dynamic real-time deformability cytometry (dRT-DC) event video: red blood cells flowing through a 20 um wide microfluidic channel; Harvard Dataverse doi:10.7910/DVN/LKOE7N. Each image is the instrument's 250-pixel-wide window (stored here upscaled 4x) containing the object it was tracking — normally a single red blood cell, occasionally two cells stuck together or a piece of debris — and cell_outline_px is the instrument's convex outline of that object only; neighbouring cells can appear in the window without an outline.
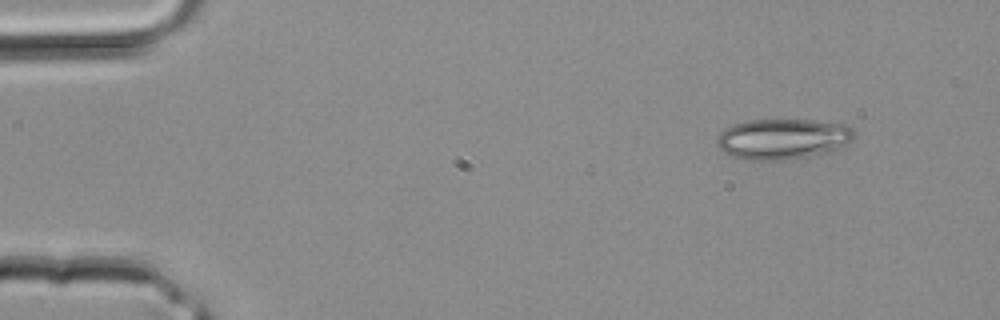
{"species": "common noctule bat (a hibernating species)", "species_latin": "Nyctalus noctula", "temperature_condition": "room temperature", "stored_images_in_passage": 2, "camera_frame_rate_fps": 3000, "um_per_image_px": 0.085, "animal": {"sex": "male", "body_mass_g": 20.4}, "frame": {"image": 1, "passage_image": 1, "time_ms": 0.0, "image_size_px": [1000, 320], "cell_outline_px": [[856, 136], [848, 144], [828, 152], [780, 160], [748, 160], [732, 156], [724, 152], [716, 144], [716, 136], [724, 128], [732, 124], [748, 120], [812, 120], [844, 124], [852, 128], [856, 132]], "centroid_in_image_um": [66.52, 11.79], "position_along_channel_um": 18.5, "area_um2": 32.54}}